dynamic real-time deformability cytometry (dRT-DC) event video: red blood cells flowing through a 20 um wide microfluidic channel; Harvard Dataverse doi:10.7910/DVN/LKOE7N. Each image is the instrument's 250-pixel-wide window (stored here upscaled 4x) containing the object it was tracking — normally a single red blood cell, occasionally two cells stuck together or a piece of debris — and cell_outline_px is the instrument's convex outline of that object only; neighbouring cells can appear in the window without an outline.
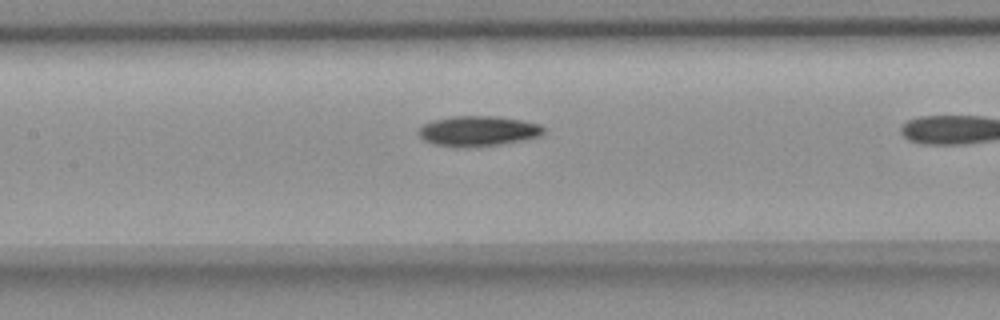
{"species": "common noctule bat (a hibernating species)", "species_latin": "Nyctalus noctula", "temperature_condition": "room temperature", "stored_images_in_passage": 5, "segment_of_instrument_passage": [2, 2], "camera_frame_rate_fps": 3000, "um_per_image_px": 0.085, "animal": {"sex": "female", "body_mass_g": 18.4}, "frame": {"image": 1, "passage_image": 5, "time_ms": 1.333, "image_size_px": [1000, 320], "cell_outline_px": [[544, 132], [540, 136], [500, 144], [468, 148], [452, 148], [436, 144], [424, 140], [416, 132], [424, 124], [432, 120], [456, 116], [496, 116], [520, 120], [540, 124], [544, 128]], "centroid_in_image_um": [40.6, 11.15], "position_along_channel_um": 166.8, "area_um2": 22.08}}